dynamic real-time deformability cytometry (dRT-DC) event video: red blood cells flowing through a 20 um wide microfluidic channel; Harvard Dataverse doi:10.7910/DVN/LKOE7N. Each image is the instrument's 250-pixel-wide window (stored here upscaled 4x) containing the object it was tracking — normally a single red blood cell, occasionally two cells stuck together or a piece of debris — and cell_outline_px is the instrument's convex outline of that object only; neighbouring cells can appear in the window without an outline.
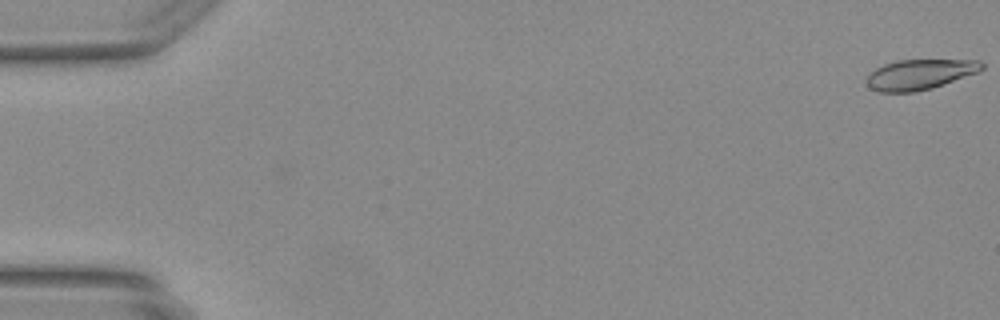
{"species": "Egyptian fruit bat (a non-hibernating species)", "species_latin": "Rousettus aegyptiacus", "temperature_condition": "warm", "stored_images_in_passage": 9, "camera_frame_rate_fps": 3000, "um_per_image_px": 0.085, "animal": {"sex": "female"}, "frame": {"image": 1, "passage_image": 1, "time_ms": 0.0, "image_size_px": [1000, 320], "cell_outline_px": [[984, 68], [980, 72], [932, 88], [916, 92], [876, 92], [868, 88], [864, 80], [876, 68], [884, 64], [896, 60], [980, 60], [984, 64]], "centroid_in_image_um": [78.17, 6.33], "position_along_channel_um": 6.8, "area_um2": 20.58}}